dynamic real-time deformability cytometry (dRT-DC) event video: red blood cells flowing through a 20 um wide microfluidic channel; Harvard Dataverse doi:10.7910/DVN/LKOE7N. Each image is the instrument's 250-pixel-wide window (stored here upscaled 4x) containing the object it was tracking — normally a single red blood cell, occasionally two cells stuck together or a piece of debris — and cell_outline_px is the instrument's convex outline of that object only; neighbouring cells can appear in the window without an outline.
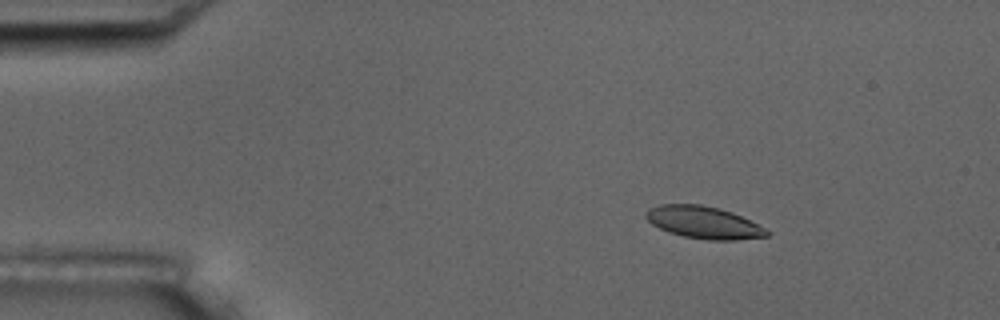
{"species": "common noctule bat (a hibernating species)", "species_latin": "Nyctalus noctula", "temperature_condition": "room temperature", "stored_images_in_passage": 4, "camera_frame_rate_fps": 3000, "um_per_image_px": 0.085, "animal": {"sex": "male", "body_mass_g": 17.5, "forearm_length_mm": 52.3}, "frame": {"image": 1, "passage_image": 1, "time_ms": 0.0, "image_size_px": [1000, 320], "cell_outline_px": [[772, 232], [768, 236], [736, 240], [708, 240], [684, 236], [668, 232], [652, 224], [644, 216], [644, 212], [648, 208], [660, 204], [700, 204], [720, 208], [732, 212]], "centroid_in_image_um": [59.78, 18.9], "position_along_channel_um": 25.2, "area_um2": 22.72}}
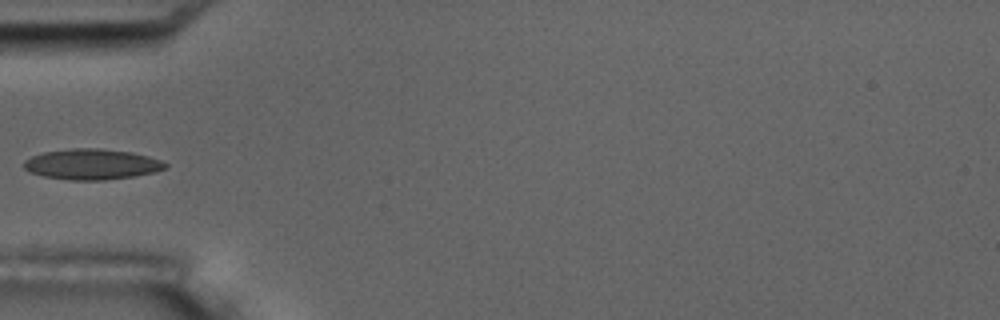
{"frame": {"image": 2, "passage_image": 4, "time_ms": 3.333, "image_size_px": [1000, 320], "cell_outline_px": [[168, 168], [156, 172], [136, 176], [104, 180], [68, 180], [44, 176], [28, 172], [24, 168], [24, 160], [32, 156], [44, 152], [72, 148], [100, 148], [132, 152], [148, 156], [160, 160], [168, 164]], "centroid_in_image_um": [7.83, 13.96], "position_along_channel_um": 77.2, "area_um2": 25.43}}